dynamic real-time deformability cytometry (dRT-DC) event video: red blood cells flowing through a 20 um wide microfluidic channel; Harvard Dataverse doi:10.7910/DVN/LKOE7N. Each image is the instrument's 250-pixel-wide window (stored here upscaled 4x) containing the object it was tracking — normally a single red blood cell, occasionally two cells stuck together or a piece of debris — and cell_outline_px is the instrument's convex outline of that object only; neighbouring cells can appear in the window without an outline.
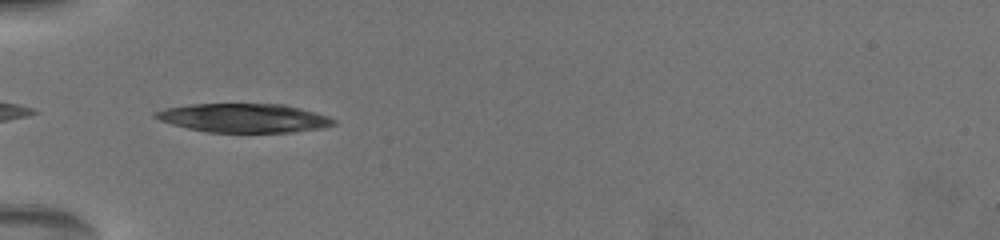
{"species": "common noctule bat (a hibernating species)", "species_latin": "Nyctalus noctula", "temperature_condition": "warm", "stored_images_in_passage": 11, "camera_frame_rate_fps": 3000, "um_per_image_px": 0.085, "animal": {"sex": "female", "body_mass_g": 19.5, "forearm_length_mm": 54.1}, "frame": {"image": 1, "passage_image": 1, "time_ms": 0.0, "image_size_px": [1000, 240], "cell_outline_px": [[336, 124], [320, 128], [292, 132], [208, 132], [188, 128], [172, 124], [160, 120], [152, 116], [152, 112], [164, 108], [192, 104], [284, 104], [316, 112], [328, 116], [336, 120]], "centroid_in_image_um": [20.71, 10.02], "position_along_channel_um": 64.3, "area_um2": 29.94}}
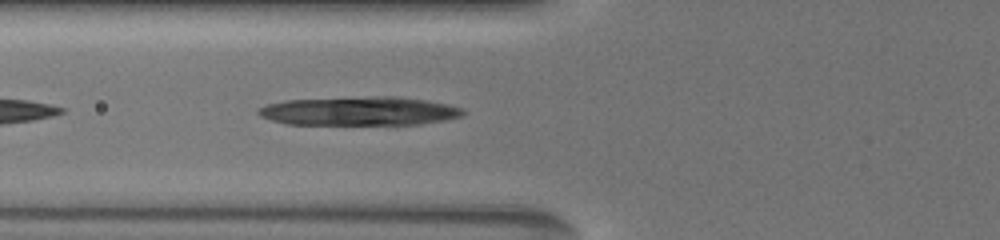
{"frame": {"image": 2, "passage_image": 4, "time_ms": 1.0, "image_size_px": [1000, 240], "cell_outline_px": [[464, 112], [460, 116], [444, 120], [420, 124], [288, 124], [272, 120], [260, 116], [256, 112], [260, 108], [268, 104], [284, 100], [380, 96], [392, 96], [424, 100], [444, 104], [460, 108]], "centroid_in_image_um": [30.49, 9.44], "position_along_channel_um": 95.3, "area_um2": 33.76}}
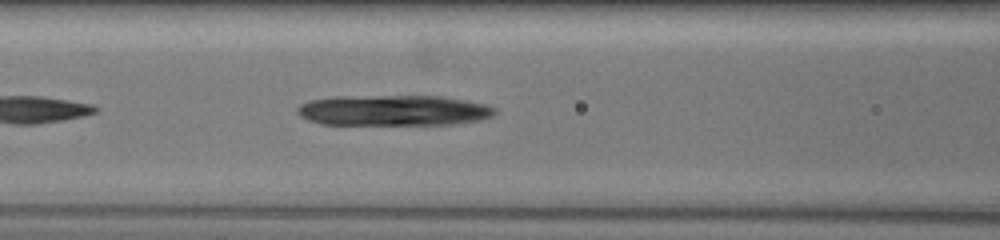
{"frame": {"image": 3, "passage_image": 7, "time_ms": 2.0, "image_size_px": [1000, 240], "cell_outline_px": [[496, 112], [488, 116], [476, 120], [448, 124], [324, 124], [308, 120], [300, 116], [296, 112], [296, 108], [300, 104], [312, 100], [336, 96], [440, 96], [484, 104], [496, 108]], "centroid_in_image_um": [33.36, 9.37], "position_along_channel_um": 133.2, "area_um2": 34.8}}